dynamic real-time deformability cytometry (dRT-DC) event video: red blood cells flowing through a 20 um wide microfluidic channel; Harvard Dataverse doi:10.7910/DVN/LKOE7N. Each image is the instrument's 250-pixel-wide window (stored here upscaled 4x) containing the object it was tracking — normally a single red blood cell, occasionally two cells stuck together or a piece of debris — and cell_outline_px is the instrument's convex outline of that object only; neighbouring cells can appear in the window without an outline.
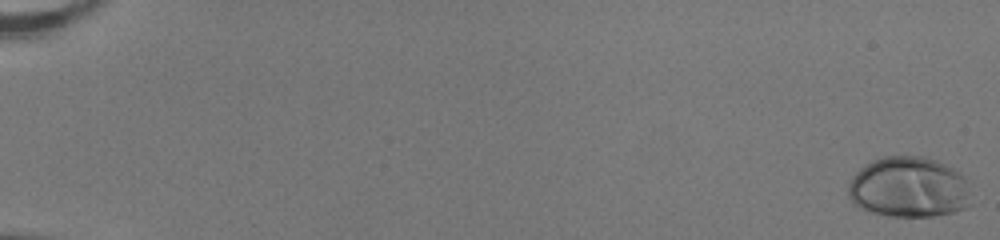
{"species": "human", "species_latin": "Homo sapiens", "temperature_condition": "room temperature", "stored_images_in_passage": 53, "camera_frame_rate_fps": 3000, "um_per_image_px": 0.085, "donor": {"sex": "female"}, "frame": {"image": 1, "passage_image": 1, "time_ms": 0.0, "image_size_px": [1000, 240], "cell_outline_px": [[972, 204], [964, 208], [952, 212], [932, 216], [892, 216], [868, 212], [860, 208], [848, 196], [848, 184], [852, 176], [860, 168], [872, 160], [884, 156], [924, 156], [936, 160], [960, 172], [964, 176]], "centroid_in_image_um": [77.23, 15.92], "position_along_channel_um": 7.8, "area_um2": 43.58}}
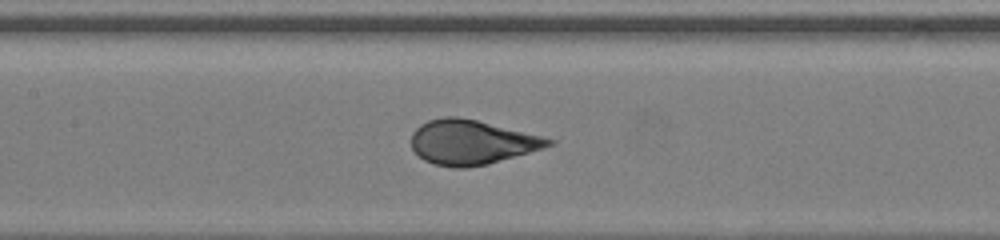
{"frame": {"image": 2, "passage_image": 28, "time_ms": 9.0, "image_size_px": [1000, 240], "cell_outline_px": [[556, 144], [544, 148], [488, 164], [464, 168], [452, 168], [436, 164], [424, 160], [412, 148], [412, 132], [420, 124], [428, 120], [444, 116], [456, 116], [476, 120], [556, 140]], "centroid_in_image_um": [40.08, 12.09], "position_along_channel_um": 167.3, "area_um2": 35.37}}
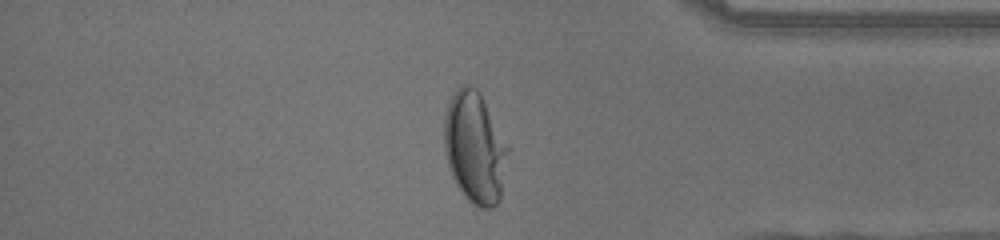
{"frame": {"image": 3, "passage_image": 46, "time_ms": 15.0, "image_size_px": [1000, 240], "cell_outline_px": [[512, 148], [500, 200], [492, 208], [480, 208], [472, 204], [464, 196], [456, 184], [452, 176], [444, 152], [444, 116], [448, 104], [456, 88], [464, 84], [468, 84], [476, 88]], "centroid_in_image_um": [40.4, 12.58], "position_along_channel_um": 394.8, "area_um2": 42.25}, "authors_computed_cell_mechanics": {"area_um2": 37.4544, "velocity_mm_per_s": 4.0293, "shape_relaxation_time_tau1_ms": 4.5892, "shape_relaxation_time_tau2_ms": null, "deformation_change_tau1": 0.2345, "deformation_change_tau2": null}}